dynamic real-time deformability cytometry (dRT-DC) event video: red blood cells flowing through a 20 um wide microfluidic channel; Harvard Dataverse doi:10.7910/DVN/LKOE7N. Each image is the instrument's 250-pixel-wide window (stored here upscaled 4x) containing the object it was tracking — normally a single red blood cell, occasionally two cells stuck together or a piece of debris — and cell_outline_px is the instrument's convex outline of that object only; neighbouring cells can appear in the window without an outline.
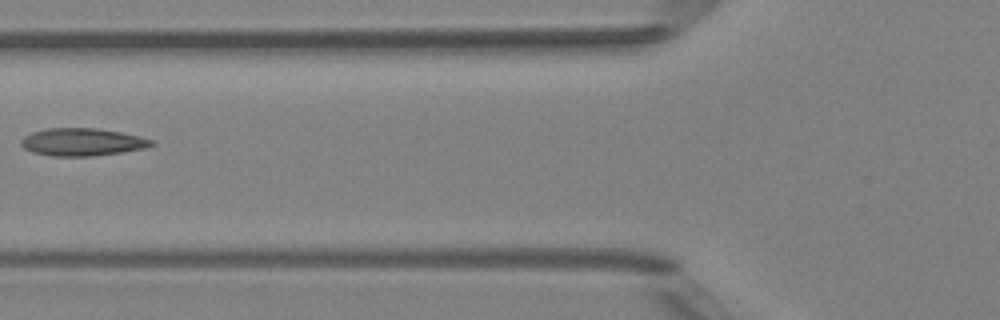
{"species": "Egyptian fruit bat (a non-hibernating species)", "species_latin": "Rousettus aegyptiacus", "temperature_condition": "room temperature", "stored_images_in_passage": 3, "camera_frame_rate_fps": 3000, "um_per_image_px": 0.085, "animal": {"sex": "female"}, "frame": {"image": 1, "passage_image": 3, "time_ms": 2.0, "image_size_px": [1000, 320], "cell_outline_px": [[156, 144], [148, 148], [92, 156], [52, 156], [32, 152], [24, 148], [20, 144], [20, 140], [24, 136], [32, 132], [48, 128], [96, 128], [120, 132], [140, 136], [152, 140]], "centroid_in_image_um": [6.99, 12.07], "position_along_channel_um": 118.8, "area_um2": 21.04}}